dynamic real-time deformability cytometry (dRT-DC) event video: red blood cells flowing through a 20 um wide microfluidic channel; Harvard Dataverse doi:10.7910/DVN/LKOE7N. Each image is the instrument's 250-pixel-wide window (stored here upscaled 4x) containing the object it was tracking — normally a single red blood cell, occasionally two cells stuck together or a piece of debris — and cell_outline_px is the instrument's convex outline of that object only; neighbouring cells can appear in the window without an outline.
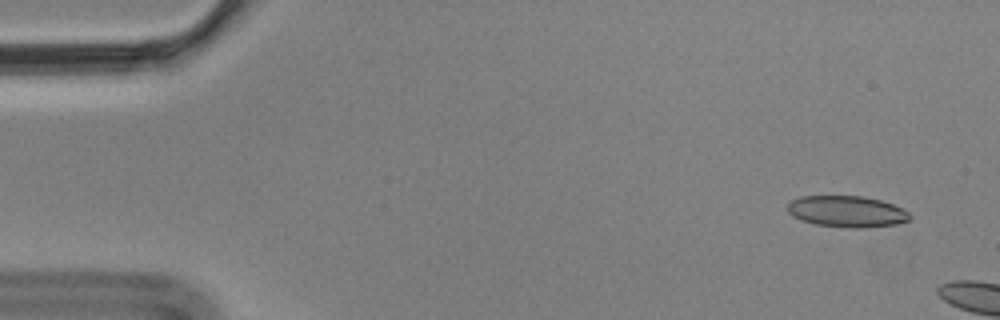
{"species": "Egyptian fruit bat (a non-hibernating species)", "species_latin": "Rousettus aegyptiacus", "temperature_condition": "cold", "stored_images_in_passage": 3, "camera_frame_rate_fps": 3000, "um_per_image_px": 0.085, "animal": {"sex": "male"}, "frame": {"image": 1, "passage_image": 1, "time_ms": 0.0, "image_size_px": [1000, 320], "cell_outline_px": [[912, 216], [908, 220], [896, 224], [860, 228], [852, 228], [816, 224], [800, 220], [792, 216], [788, 212], [788, 204], [792, 200], [800, 196], [864, 196], [880, 200], [904, 208]], "centroid_in_image_um": [71.99, 17.97], "position_along_channel_um": 13.0, "area_um2": 22.31}}